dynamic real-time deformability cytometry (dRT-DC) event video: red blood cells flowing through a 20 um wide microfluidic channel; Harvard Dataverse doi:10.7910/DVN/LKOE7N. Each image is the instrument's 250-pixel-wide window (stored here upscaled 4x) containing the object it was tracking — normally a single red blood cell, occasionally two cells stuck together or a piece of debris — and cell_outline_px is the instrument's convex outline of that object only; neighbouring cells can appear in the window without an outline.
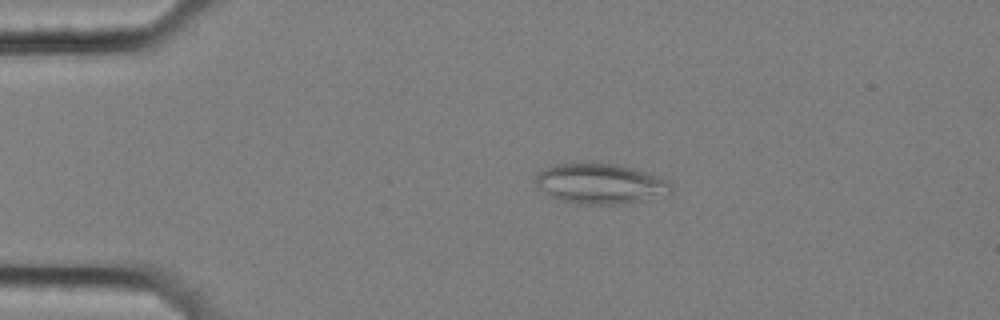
{"species": "common noctule bat (a hibernating species)", "species_latin": "Nyctalus noctula", "temperature_condition": "cold", "stored_images_in_passage": 6, "camera_frame_rate_fps": 3000, "um_per_image_px": 0.085, "animal": {"sex": "female", "body_mass_g": 25.1}, "frame": {"image": 1, "passage_image": 1, "time_ms": 0.0, "image_size_px": [1000, 320], "cell_outline_px": [[672, 192], [640, 200], [620, 204], [576, 204], [556, 200], [540, 188], [536, 184], [536, 176], [540, 168], [552, 164], [588, 160], [616, 164], [632, 168], [668, 180], [672, 188]], "centroid_in_image_um": [50.92, 15.57], "position_along_channel_um": 34.1, "area_um2": 32.31}}